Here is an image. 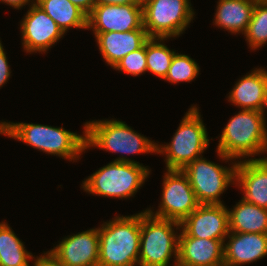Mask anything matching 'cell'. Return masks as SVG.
<instances>
[{
	"instance_id": "6da1fadb",
	"label": "cell",
	"mask_w": 267,
	"mask_h": 266,
	"mask_svg": "<svg viewBox=\"0 0 267 266\" xmlns=\"http://www.w3.org/2000/svg\"><path fill=\"white\" fill-rule=\"evenodd\" d=\"M264 112L242 109L224 127L217 153L222 160L254 157L267 151V127Z\"/></svg>"
},
{
	"instance_id": "7a4b0ae2",
	"label": "cell",
	"mask_w": 267,
	"mask_h": 266,
	"mask_svg": "<svg viewBox=\"0 0 267 266\" xmlns=\"http://www.w3.org/2000/svg\"><path fill=\"white\" fill-rule=\"evenodd\" d=\"M83 132V135H78L62 127L23 122H0V134L70 161L78 160L86 149L85 125Z\"/></svg>"
},
{
	"instance_id": "3957f363",
	"label": "cell",
	"mask_w": 267,
	"mask_h": 266,
	"mask_svg": "<svg viewBox=\"0 0 267 266\" xmlns=\"http://www.w3.org/2000/svg\"><path fill=\"white\" fill-rule=\"evenodd\" d=\"M101 226L98 266H135L139 258L141 213L116 216Z\"/></svg>"
},
{
	"instance_id": "277c9868",
	"label": "cell",
	"mask_w": 267,
	"mask_h": 266,
	"mask_svg": "<svg viewBox=\"0 0 267 266\" xmlns=\"http://www.w3.org/2000/svg\"><path fill=\"white\" fill-rule=\"evenodd\" d=\"M148 168L126 157H119L101 167L83 181L82 188L104 197L130 198L149 176Z\"/></svg>"
},
{
	"instance_id": "5b68a950",
	"label": "cell",
	"mask_w": 267,
	"mask_h": 266,
	"mask_svg": "<svg viewBox=\"0 0 267 266\" xmlns=\"http://www.w3.org/2000/svg\"><path fill=\"white\" fill-rule=\"evenodd\" d=\"M209 141L199 109L191 106L173 135L171 143L157 145L156 153L166 155L167 170H182L202 156L209 146Z\"/></svg>"
},
{
	"instance_id": "8992f818",
	"label": "cell",
	"mask_w": 267,
	"mask_h": 266,
	"mask_svg": "<svg viewBox=\"0 0 267 266\" xmlns=\"http://www.w3.org/2000/svg\"><path fill=\"white\" fill-rule=\"evenodd\" d=\"M181 228L180 222L161 219L141 212V234L139 247V266H168L174 255L177 266L178 237L174 227ZM173 227V228H172Z\"/></svg>"
},
{
	"instance_id": "52a82bcc",
	"label": "cell",
	"mask_w": 267,
	"mask_h": 266,
	"mask_svg": "<svg viewBox=\"0 0 267 266\" xmlns=\"http://www.w3.org/2000/svg\"><path fill=\"white\" fill-rule=\"evenodd\" d=\"M85 146L98 147L112 153L143 154L157 152V145L147 137L135 132L119 120H98L85 123Z\"/></svg>"
},
{
	"instance_id": "ba28073f",
	"label": "cell",
	"mask_w": 267,
	"mask_h": 266,
	"mask_svg": "<svg viewBox=\"0 0 267 266\" xmlns=\"http://www.w3.org/2000/svg\"><path fill=\"white\" fill-rule=\"evenodd\" d=\"M143 27L149 38H171L183 33L194 17L189 0H142Z\"/></svg>"
},
{
	"instance_id": "9c48e42d",
	"label": "cell",
	"mask_w": 267,
	"mask_h": 266,
	"mask_svg": "<svg viewBox=\"0 0 267 266\" xmlns=\"http://www.w3.org/2000/svg\"><path fill=\"white\" fill-rule=\"evenodd\" d=\"M236 166V161L227 168L201 156L182 171L188 176L199 204H223L219 197L230 184H235Z\"/></svg>"
},
{
	"instance_id": "30bf717a",
	"label": "cell",
	"mask_w": 267,
	"mask_h": 266,
	"mask_svg": "<svg viewBox=\"0 0 267 266\" xmlns=\"http://www.w3.org/2000/svg\"><path fill=\"white\" fill-rule=\"evenodd\" d=\"M162 190V201L158 211L146 209L154 217L181 223L200 205L188 176L182 170H167Z\"/></svg>"
},
{
	"instance_id": "8fae6325",
	"label": "cell",
	"mask_w": 267,
	"mask_h": 266,
	"mask_svg": "<svg viewBox=\"0 0 267 266\" xmlns=\"http://www.w3.org/2000/svg\"><path fill=\"white\" fill-rule=\"evenodd\" d=\"M179 237L225 240L229 234V214L224 204H200L181 223Z\"/></svg>"
},
{
	"instance_id": "7c38bea8",
	"label": "cell",
	"mask_w": 267,
	"mask_h": 266,
	"mask_svg": "<svg viewBox=\"0 0 267 266\" xmlns=\"http://www.w3.org/2000/svg\"><path fill=\"white\" fill-rule=\"evenodd\" d=\"M143 26L142 3L96 4L87 17V28L94 32H126Z\"/></svg>"
},
{
	"instance_id": "4fadbf2b",
	"label": "cell",
	"mask_w": 267,
	"mask_h": 266,
	"mask_svg": "<svg viewBox=\"0 0 267 266\" xmlns=\"http://www.w3.org/2000/svg\"><path fill=\"white\" fill-rule=\"evenodd\" d=\"M22 44L26 52H47L63 37L55 21L34 1L20 24Z\"/></svg>"
},
{
	"instance_id": "5bb4252c",
	"label": "cell",
	"mask_w": 267,
	"mask_h": 266,
	"mask_svg": "<svg viewBox=\"0 0 267 266\" xmlns=\"http://www.w3.org/2000/svg\"><path fill=\"white\" fill-rule=\"evenodd\" d=\"M48 253L64 266H98L99 228L65 237Z\"/></svg>"
},
{
	"instance_id": "9a60e30c",
	"label": "cell",
	"mask_w": 267,
	"mask_h": 266,
	"mask_svg": "<svg viewBox=\"0 0 267 266\" xmlns=\"http://www.w3.org/2000/svg\"><path fill=\"white\" fill-rule=\"evenodd\" d=\"M235 182L244 192L243 200L267 209V158L239 161Z\"/></svg>"
},
{
	"instance_id": "2e32d148",
	"label": "cell",
	"mask_w": 267,
	"mask_h": 266,
	"mask_svg": "<svg viewBox=\"0 0 267 266\" xmlns=\"http://www.w3.org/2000/svg\"><path fill=\"white\" fill-rule=\"evenodd\" d=\"M225 240L178 237L177 266H220L224 264Z\"/></svg>"
},
{
	"instance_id": "e0dca14e",
	"label": "cell",
	"mask_w": 267,
	"mask_h": 266,
	"mask_svg": "<svg viewBox=\"0 0 267 266\" xmlns=\"http://www.w3.org/2000/svg\"><path fill=\"white\" fill-rule=\"evenodd\" d=\"M94 35L103 59L113 68L124 56L141 48L149 39L143 26L126 32H94Z\"/></svg>"
},
{
	"instance_id": "ac0fdd59",
	"label": "cell",
	"mask_w": 267,
	"mask_h": 266,
	"mask_svg": "<svg viewBox=\"0 0 267 266\" xmlns=\"http://www.w3.org/2000/svg\"><path fill=\"white\" fill-rule=\"evenodd\" d=\"M224 242V264L241 266L267 255V234L229 232Z\"/></svg>"
},
{
	"instance_id": "d6986e66",
	"label": "cell",
	"mask_w": 267,
	"mask_h": 266,
	"mask_svg": "<svg viewBox=\"0 0 267 266\" xmlns=\"http://www.w3.org/2000/svg\"><path fill=\"white\" fill-rule=\"evenodd\" d=\"M267 71L259 68L242 77L229 92L228 101L241 109L265 112Z\"/></svg>"
},
{
	"instance_id": "ffe728a7",
	"label": "cell",
	"mask_w": 267,
	"mask_h": 266,
	"mask_svg": "<svg viewBox=\"0 0 267 266\" xmlns=\"http://www.w3.org/2000/svg\"><path fill=\"white\" fill-rule=\"evenodd\" d=\"M256 0H219L214 24L231 33L244 34L251 20Z\"/></svg>"
},
{
	"instance_id": "44dd1931",
	"label": "cell",
	"mask_w": 267,
	"mask_h": 266,
	"mask_svg": "<svg viewBox=\"0 0 267 266\" xmlns=\"http://www.w3.org/2000/svg\"><path fill=\"white\" fill-rule=\"evenodd\" d=\"M229 214V231L267 234V209L241 199Z\"/></svg>"
},
{
	"instance_id": "7402d4cb",
	"label": "cell",
	"mask_w": 267,
	"mask_h": 266,
	"mask_svg": "<svg viewBox=\"0 0 267 266\" xmlns=\"http://www.w3.org/2000/svg\"><path fill=\"white\" fill-rule=\"evenodd\" d=\"M65 32L69 28H87V16L69 0H34Z\"/></svg>"
},
{
	"instance_id": "603a6c76",
	"label": "cell",
	"mask_w": 267,
	"mask_h": 266,
	"mask_svg": "<svg viewBox=\"0 0 267 266\" xmlns=\"http://www.w3.org/2000/svg\"><path fill=\"white\" fill-rule=\"evenodd\" d=\"M7 223H0V266H30L33 255Z\"/></svg>"
},
{
	"instance_id": "cb8c5ba5",
	"label": "cell",
	"mask_w": 267,
	"mask_h": 266,
	"mask_svg": "<svg viewBox=\"0 0 267 266\" xmlns=\"http://www.w3.org/2000/svg\"><path fill=\"white\" fill-rule=\"evenodd\" d=\"M164 40H167V38H149L146 41L147 71L162 79H165L174 54L176 53L161 43Z\"/></svg>"
},
{
	"instance_id": "d4e9b609",
	"label": "cell",
	"mask_w": 267,
	"mask_h": 266,
	"mask_svg": "<svg viewBox=\"0 0 267 266\" xmlns=\"http://www.w3.org/2000/svg\"><path fill=\"white\" fill-rule=\"evenodd\" d=\"M244 36L253 50L267 43V0H256Z\"/></svg>"
},
{
	"instance_id": "484cf974",
	"label": "cell",
	"mask_w": 267,
	"mask_h": 266,
	"mask_svg": "<svg viewBox=\"0 0 267 266\" xmlns=\"http://www.w3.org/2000/svg\"><path fill=\"white\" fill-rule=\"evenodd\" d=\"M199 65L188 55L175 53L164 80L173 83L191 82L199 74Z\"/></svg>"
},
{
	"instance_id": "4316f807",
	"label": "cell",
	"mask_w": 267,
	"mask_h": 266,
	"mask_svg": "<svg viewBox=\"0 0 267 266\" xmlns=\"http://www.w3.org/2000/svg\"><path fill=\"white\" fill-rule=\"evenodd\" d=\"M113 69L124 73L138 76L147 71L146 64V42L136 51H133L124 56Z\"/></svg>"
},
{
	"instance_id": "83f0119b",
	"label": "cell",
	"mask_w": 267,
	"mask_h": 266,
	"mask_svg": "<svg viewBox=\"0 0 267 266\" xmlns=\"http://www.w3.org/2000/svg\"><path fill=\"white\" fill-rule=\"evenodd\" d=\"M9 67L3 45L0 41V87H2L7 80H9L8 78H10L11 70Z\"/></svg>"
},
{
	"instance_id": "f1b7e54d",
	"label": "cell",
	"mask_w": 267,
	"mask_h": 266,
	"mask_svg": "<svg viewBox=\"0 0 267 266\" xmlns=\"http://www.w3.org/2000/svg\"><path fill=\"white\" fill-rule=\"evenodd\" d=\"M34 261V266H64L48 252L44 253V255L37 256Z\"/></svg>"
},
{
	"instance_id": "f546056e",
	"label": "cell",
	"mask_w": 267,
	"mask_h": 266,
	"mask_svg": "<svg viewBox=\"0 0 267 266\" xmlns=\"http://www.w3.org/2000/svg\"><path fill=\"white\" fill-rule=\"evenodd\" d=\"M79 8L87 17L96 5V0H69Z\"/></svg>"
},
{
	"instance_id": "4dcf8cb0",
	"label": "cell",
	"mask_w": 267,
	"mask_h": 266,
	"mask_svg": "<svg viewBox=\"0 0 267 266\" xmlns=\"http://www.w3.org/2000/svg\"><path fill=\"white\" fill-rule=\"evenodd\" d=\"M130 3H142V0H96V4L125 5Z\"/></svg>"
},
{
	"instance_id": "1f68e13d",
	"label": "cell",
	"mask_w": 267,
	"mask_h": 266,
	"mask_svg": "<svg viewBox=\"0 0 267 266\" xmlns=\"http://www.w3.org/2000/svg\"><path fill=\"white\" fill-rule=\"evenodd\" d=\"M1 1L12 6L15 9H19L20 7H23L30 2V0H0V2Z\"/></svg>"
},
{
	"instance_id": "d6a6232c",
	"label": "cell",
	"mask_w": 267,
	"mask_h": 266,
	"mask_svg": "<svg viewBox=\"0 0 267 266\" xmlns=\"http://www.w3.org/2000/svg\"><path fill=\"white\" fill-rule=\"evenodd\" d=\"M267 107V86H266V104H265V108Z\"/></svg>"
}]
</instances>
